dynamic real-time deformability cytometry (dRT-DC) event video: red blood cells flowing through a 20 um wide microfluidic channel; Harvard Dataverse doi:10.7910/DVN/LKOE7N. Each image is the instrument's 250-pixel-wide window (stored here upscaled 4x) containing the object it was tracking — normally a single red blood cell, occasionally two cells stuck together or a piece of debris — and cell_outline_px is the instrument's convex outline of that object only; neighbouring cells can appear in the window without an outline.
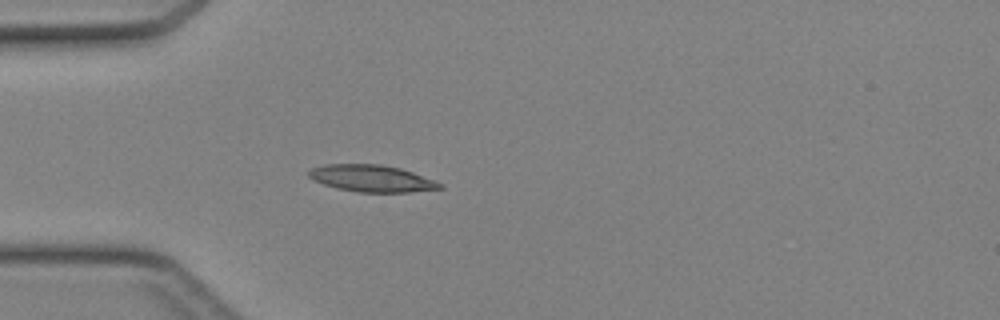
{"species": "Egyptian fruit bat (a non-hibernating species)", "species_latin": "Rousettus aegyptiacus", "temperature_condition": "cold", "stored_images_in_passage": 14, "camera_frame_rate_fps": 3000, "um_per_image_px": 0.085, "animal": {"sex": "female"}, "frame": {"image": 1, "passage_image": 1, "time_ms": 0.0, "image_size_px": [1000, 320], "cell_outline_px": [[444, 188], [408, 192], [356, 192], [336, 188], [312, 180], [308, 176], [308, 172], [312, 168], [324, 164], [380, 164], [400, 168], [436, 180], [444, 184]], "centroid_in_image_um": [31.6, 15.16], "position_along_channel_um": 53.4, "area_um2": 20.63}}
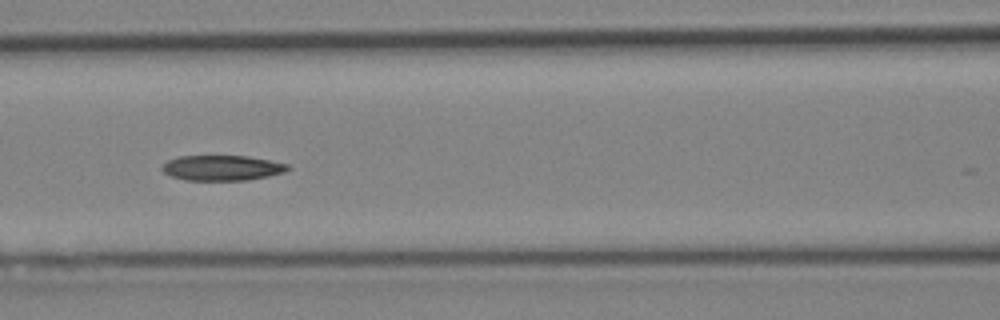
{"frame": {"image": 2, "passage_image": 8, "time_ms": 2.333, "image_size_px": [1000, 320], "cell_outline_px": [[292, 168], [284, 172], [268, 176], [248, 180], [184, 180], [172, 176], [164, 172], [160, 168], [168, 160], [176, 156], [244, 156], [268, 160], [288, 164]], "centroid_in_image_um": [18.86, 14.27], "position_along_channel_um": 147.7, "area_um2": 18.44}}
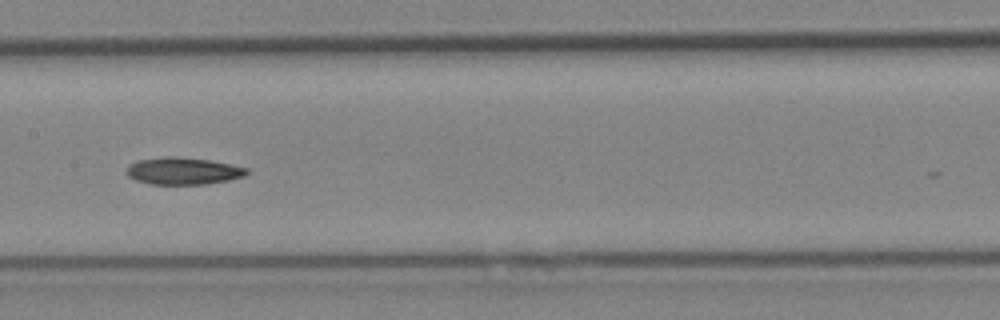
{"frame": {"image": 3, "passage_image": 11, "time_ms": 3.333, "image_size_px": [1000, 320], "cell_outline_px": [[248, 172], [244, 176], [228, 180], [204, 184], [148, 184], [136, 180], [128, 176], [124, 172], [128, 164], [136, 160], [164, 156], [176, 156], [208, 160], [248, 168]], "centroid_in_image_um": [15.48, 14.52], "position_along_channel_um": 191.9, "area_um2": 19.07}}